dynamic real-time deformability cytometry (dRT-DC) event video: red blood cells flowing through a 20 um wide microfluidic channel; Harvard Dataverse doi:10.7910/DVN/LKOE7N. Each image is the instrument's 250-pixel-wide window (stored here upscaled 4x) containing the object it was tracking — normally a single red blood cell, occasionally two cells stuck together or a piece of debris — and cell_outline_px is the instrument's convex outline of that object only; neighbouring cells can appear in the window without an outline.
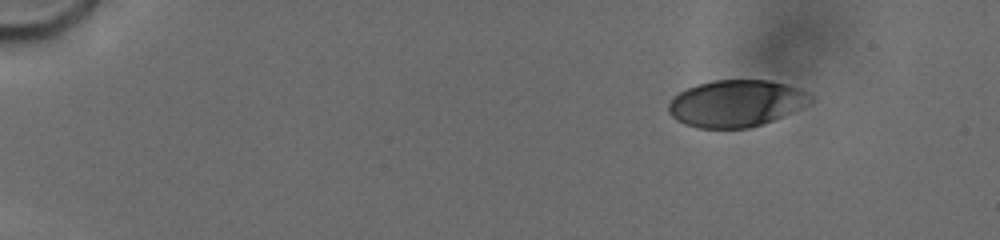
{"species": "human", "species_latin": "Homo sapiens", "temperature_condition": "cold", "stored_images_in_passage": 52, "camera_frame_rate_fps": 3000, "um_per_image_px": 0.085, "donor": {"sex": "male"}, "frame": {"image": 1, "passage_image": 6, "time_ms": 2.333, "image_size_px": [1000, 240], "cell_outline_px": [[812, 100], [808, 104], [792, 112], [772, 120], [748, 128], [696, 128], [684, 124], [676, 120], [668, 112], [668, 104], [672, 96], [696, 84], [716, 80], [768, 80], [800, 88], [812, 96]], "centroid_in_image_um": [62.53, 8.79], "position_along_channel_um": 22.5, "area_um2": 38.67}}
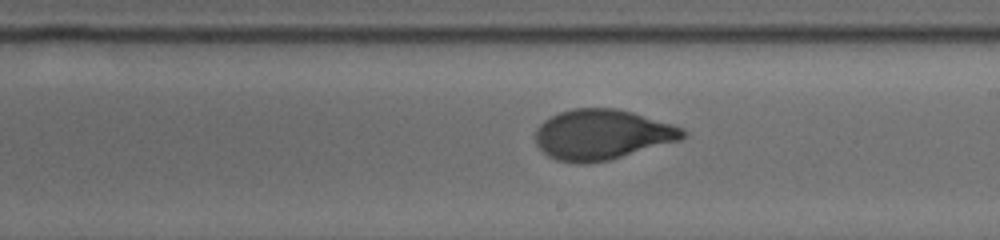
{"frame": {"image": 2, "passage_image": 31, "time_ms": 11.333, "image_size_px": [1000, 240], "cell_outline_px": [[688, 132], [680, 140], [608, 160], [580, 164], [556, 160], [548, 156], [536, 144], [536, 128], [544, 120], [560, 112], [572, 108], [616, 108], [632, 112], [672, 124], [684, 128]], "centroid_in_image_um": [51.16, 11.43], "position_along_channel_um": 237.8, "area_um2": 42.95}}
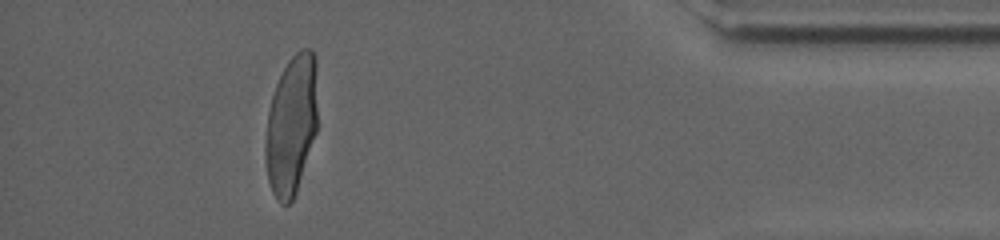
{"frame": {"image": 3, "passage_image": 47, "time_ms": 17.0, "image_size_px": [1000, 240], "cell_outline_px": [[316, 132], [296, 192], [292, 200], [288, 204], [280, 204], [276, 200], [272, 192], [268, 180], [264, 148], [268, 112], [272, 96], [276, 84], [288, 60], [300, 48], [312, 48], [316, 56]], "centroid_in_image_um": [24.76, 10.61], "position_along_channel_um": 410.4, "area_um2": 42.37}, "authors_computed_cell_mechanics": {"area_um2": 42.5408, "velocity_mm_per_s": 3.7649, "shape_relaxation_time_tau1_ms": 4.266, "shape_relaxation_time_tau2_ms": null, "deformation_change_tau1": 0.1946, "deformation_change_tau2": null}}